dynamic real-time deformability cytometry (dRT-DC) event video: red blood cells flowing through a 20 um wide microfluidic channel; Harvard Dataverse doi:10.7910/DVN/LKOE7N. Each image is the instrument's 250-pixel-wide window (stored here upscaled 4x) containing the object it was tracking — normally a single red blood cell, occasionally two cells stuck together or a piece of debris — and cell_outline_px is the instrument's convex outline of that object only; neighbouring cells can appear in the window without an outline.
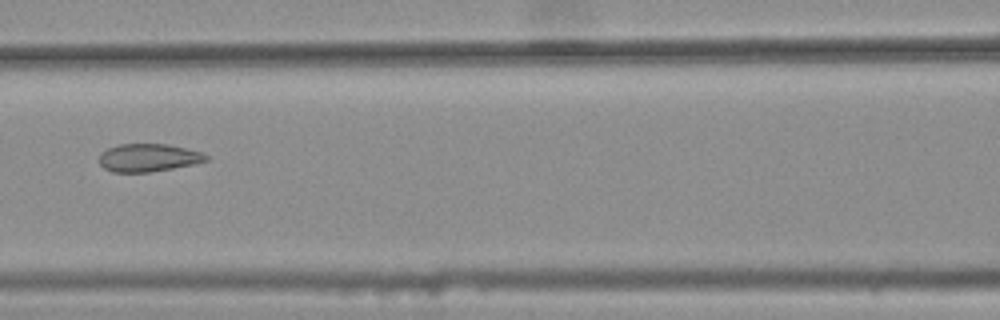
{"species": "common noctule bat (a hibernating species)", "species_latin": "Nyctalus noctula", "temperature_condition": "warm", "stored_images_in_passage": 4, "camera_frame_rate_fps": 3000, "um_per_image_px": 0.085, "animal": {"sex": "female", "body_mass_g": 25.1}, "frame": {"image": 1, "passage_image": 4, "time_ms": 1.0, "image_size_px": [1000, 320], "cell_outline_px": [[208, 160], [192, 164], [172, 168], [148, 172], [112, 172], [104, 168], [100, 164], [100, 152], [108, 148], [120, 144], [168, 144], [200, 152], [208, 156]], "centroid_in_image_um": [12.57, 13.4], "position_along_channel_um": 154.0, "area_um2": 17.17}}